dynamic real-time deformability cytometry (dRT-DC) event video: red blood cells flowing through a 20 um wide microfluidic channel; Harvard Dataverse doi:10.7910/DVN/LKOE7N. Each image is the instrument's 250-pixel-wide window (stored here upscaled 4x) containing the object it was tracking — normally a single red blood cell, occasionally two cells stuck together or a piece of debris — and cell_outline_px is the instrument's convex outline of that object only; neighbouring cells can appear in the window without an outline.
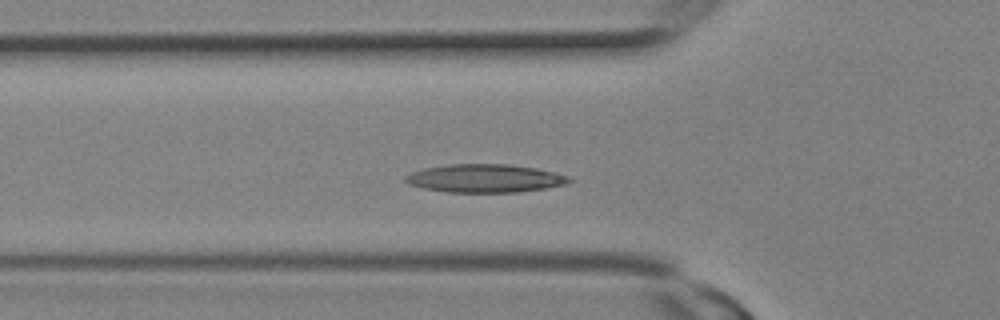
{"species": "Egyptian fruit bat (a non-hibernating species)", "species_latin": "Rousettus aegyptiacus", "temperature_condition": "room temperature", "stored_images_in_passage": 8, "camera_frame_rate_fps": 3000, "um_per_image_px": 0.085, "animal": {"sex": "female"}, "frame": {"image": 1, "passage_image": 5, "time_ms": 1.333, "image_size_px": [1000, 320], "cell_outline_px": [[572, 180], [564, 184], [544, 188], [516, 192], [448, 192], [424, 188], [408, 184], [404, 180], [404, 176], [412, 172], [424, 168], [448, 164], [508, 164], [536, 168], [568, 176]], "centroid_in_image_um": [41.16, 15.15], "position_along_channel_um": 84.6, "area_um2": 26.7}}
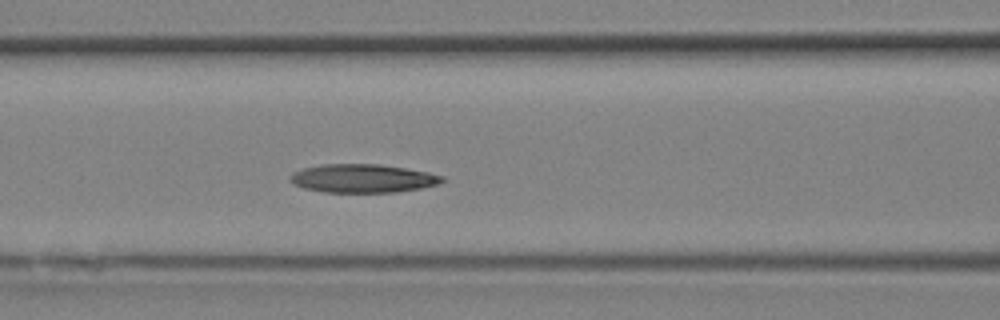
{"frame": {"image": 2, "passage_image": 7, "time_ms": 2.0, "image_size_px": [1000, 320], "cell_outline_px": [[444, 180], [440, 184], [420, 188], [396, 192], [324, 192], [304, 188], [288, 180], [288, 176], [292, 172], [304, 168], [324, 164], [380, 164], [428, 172], [444, 176]], "centroid_in_image_um": [30.83, 15.16], "position_along_channel_um": 135.8, "area_um2": 25.2}}